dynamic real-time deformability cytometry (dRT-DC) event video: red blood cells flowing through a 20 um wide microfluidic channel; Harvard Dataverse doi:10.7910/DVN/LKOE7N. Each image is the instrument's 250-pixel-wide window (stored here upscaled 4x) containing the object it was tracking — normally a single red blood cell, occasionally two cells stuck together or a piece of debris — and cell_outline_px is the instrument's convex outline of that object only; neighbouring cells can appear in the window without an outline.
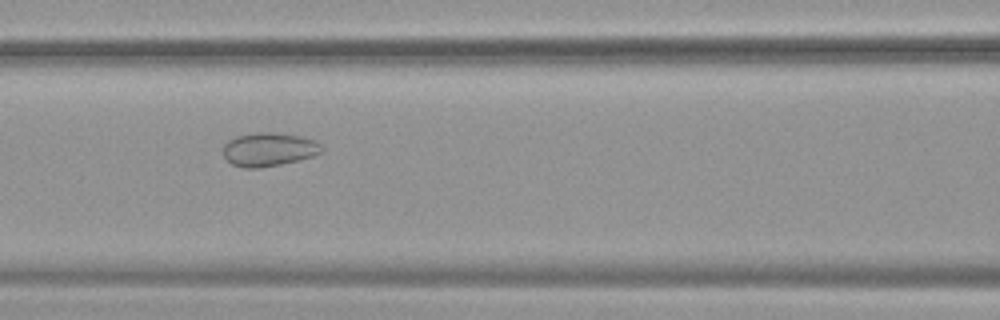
{"species": "common noctule bat (a hibernating species)", "species_latin": "Nyctalus noctula", "temperature_condition": "warm", "stored_images_in_passage": 43, "camera_frame_rate_fps": 3000, "um_per_image_px": 0.085, "animal": {"sex": "female", "body_mass_g": 19.9}, "frame": {"image": 1, "passage_image": 16, "time_ms": 5.0, "image_size_px": [1000, 320], "cell_outline_px": [[324, 148], [320, 152], [312, 156], [280, 164], [260, 168], [244, 168], [232, 164], [224, 156], [224, 144], [228, 140], [236, 136], [260, 132], [272, 132], [300, 136], [312, 140], [320, 144]], "centroid_in_image_um": [22.82, 12.7], "position_along_channel_um": 143.8, "area_um2": 19.02}}
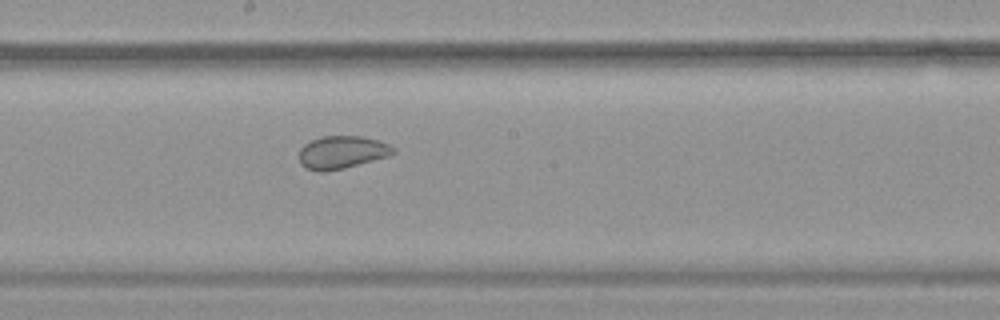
{"frame": {"image": 2, "passage_image": 22, "time_ms": 7.0, "image_size_px": [1000, 320], "cell_outline_px": [[396, 152], [388, 156], [344, 168], [324, 172], [316, 172], [304, 168], [300, 164], [300, 148], [304, 144], [320, 136], [360, 136], [376, 140], [388, 144], [396, 148]], "centroid_in_image_um": [29.03, 12.95], "position_along_channel_um": 219.2, "area_um2": 18.03}}
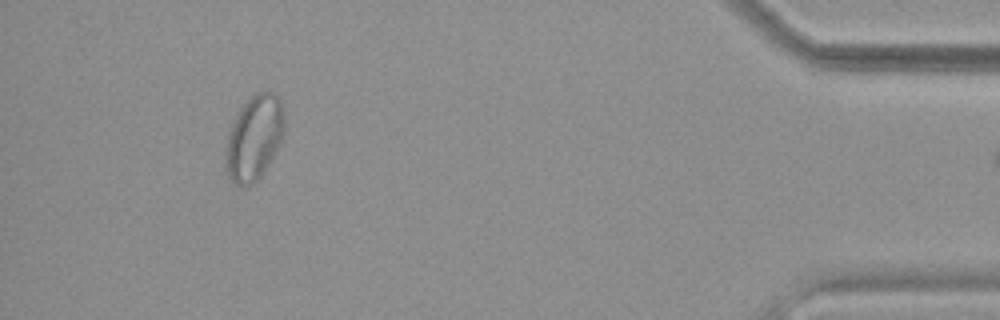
{"frame": {"image": 3, "passage_image": 42, "time_ms": 13.667, "image_size_px": [1000, 320], "cell_outline_px": [[284, 132], [268, 164], [260, 176], [252, 184], [244, 188], [240, 188], [228, 176], [224, 164], [224, 148], [228, 128], [236, 112], [256, 92], [272, 92], [280, 100], [284, 112]], "centroid_in_image_um": [21.54, 11.73], "position_along_channel_um": 413.7, "area_um2": 29.3}}